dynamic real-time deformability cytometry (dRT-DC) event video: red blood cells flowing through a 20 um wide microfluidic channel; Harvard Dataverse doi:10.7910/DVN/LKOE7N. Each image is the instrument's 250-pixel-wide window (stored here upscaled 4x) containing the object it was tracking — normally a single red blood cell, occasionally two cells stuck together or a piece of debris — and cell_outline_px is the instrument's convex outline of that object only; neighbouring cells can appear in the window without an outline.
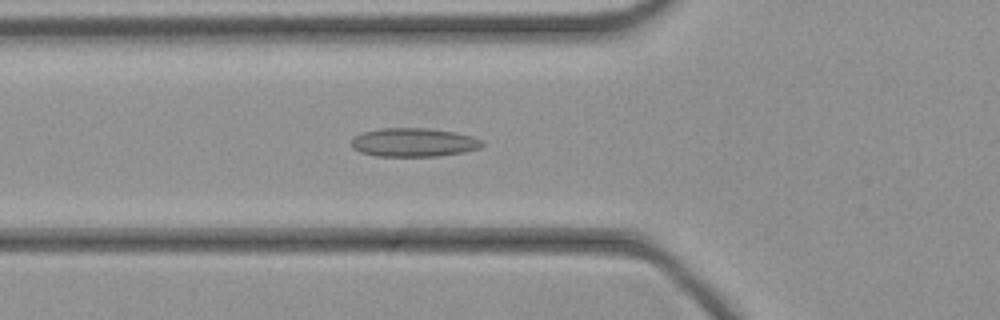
{"species": "common noctule bat (a hibernating species)", "species_latin": "Nyctalus noctula", "temperature_condition": "cold", "stored_images_in_passage": 41, "camera_frame_rate_fps": 3000, "um_per_image_px": 0.085, "animal": {"sex": "female", "body_mass_g": 21.9}, "frame": {"image": 1, "passage_image": 12, "time_ms": 3.667, "image_size_px": [1000, 320], "cell_outline_px": [[484, 144], [480, 148], [464, 152], [436, 156], [376, 156], [360, 152], [352, 148], [352, 140], [360, 132], [380, 128], [428, 128], [456, 132], [472, 136], [480, 140]], "centroid_in_image_um": [35.15, 12.1], "position_along_channel_um": 90.6, "area_um2": 21.91}}
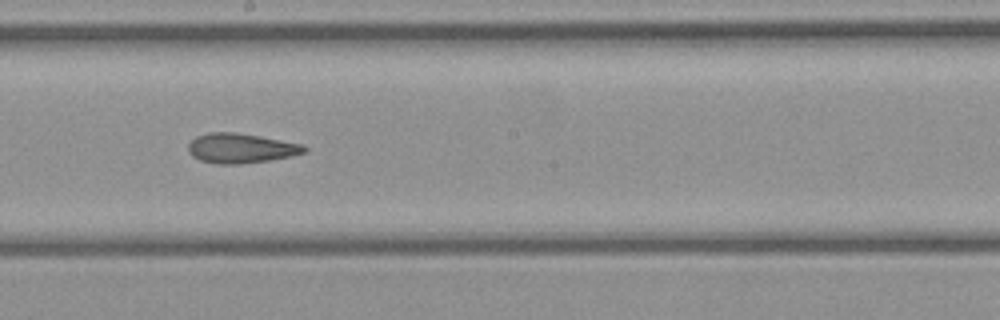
{"frame": {"image": 2, "passage_image": 21, "time_ms": 6.667, "image_size_px": [1000, 320], "cell_outline_px": [[308, 148], [304, 152], [288, 156], [268, 160], [240, 164], [216, 164], [200, 160], [192, 156], [188, 152], [188, 144], [196, 136], [208, 132], [236, 132], [260, 136], [304, 144]], "centroid_in_image_um": [20.44, 12.59], "position_along_channel_um": 227.8, "area_um2": 20.11}}
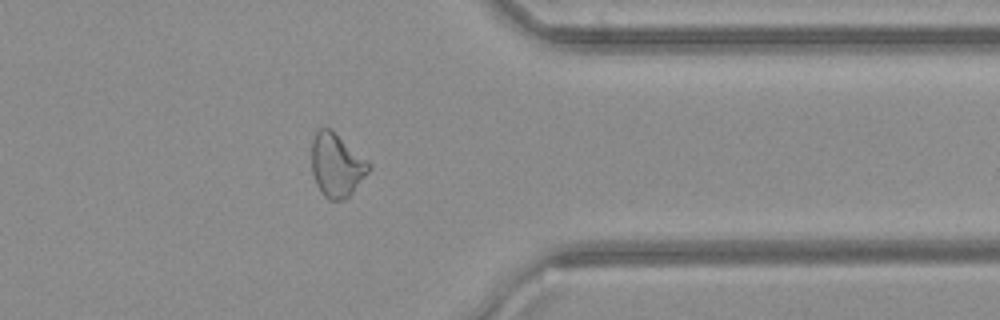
{"frame": {"image": 3, "passage_image": 32, "time_ms": 10.333, "image_size_px": [1000, 320], "cell_outline_px": [[372, 168], [352, 192], [344, 200], [328, 200], [320, 192], [316, 184], [312, 172], [312, 140], [316, 132], [320, 128], [332, 128], [372, 164]], "centroid_in_image_um": [28.62, 14.02], "position_along_channel_um": 382.8, "area_um2": 21.39}}